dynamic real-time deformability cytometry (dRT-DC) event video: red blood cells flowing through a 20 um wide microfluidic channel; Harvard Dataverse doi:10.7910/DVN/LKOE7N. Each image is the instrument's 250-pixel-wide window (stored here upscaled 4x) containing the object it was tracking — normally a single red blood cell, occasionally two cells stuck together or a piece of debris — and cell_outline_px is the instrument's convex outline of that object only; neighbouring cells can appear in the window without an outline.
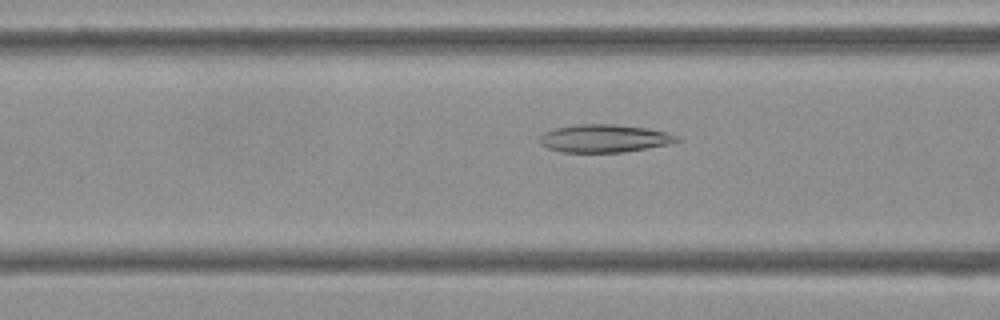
{"species": "Egyptian fruit bat (a non-hibernating species)", "species_latin": "Rousettus aegyptiacus", "temperature_condition": "cold", "stored_images_in_passage": 47, "camera_frame_rate_fps": 3000, "um_per_image_px": 0.085, "frame": {"image": 1, "passage_image": 14, "time_ms": 4.333, "image_size_px": [1000, 320], "cell_outline_px": [[684, 140], [668, 144], [648, 148], [624, 152], [560, 152], [548, 148], [540, 144], [540, 136], [544, 132], [552, 128], [576, 124], [612, 124], [644, 128], [668, 132], [680, 136]], "centroid_in_image_um": [51.38, 11.76], "position_along_channel_um": 115.2, "area_um2": 22.48}}
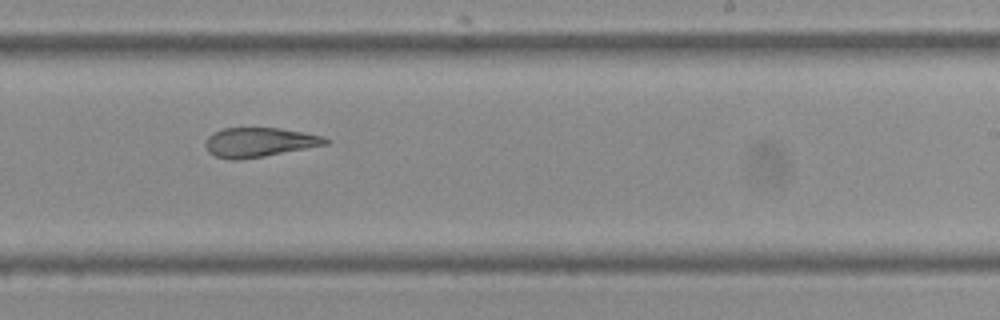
{"frame": {"image": 2, "passage_image": 26, "time_ms": 8.333, "image_size_px": [1000, 320], "cell_outline_px": [[332, 140], [328, 144], [264, 156], [240, 160], [232, 160], [216, 156], [208, 152], [204, 144], [208, 136], [212, 132], [224, 128], [280, 128], [304, 132], [320, 136]], "centroid_in_image_um": [22.01, 12.09], "position_along_channel_um": 267.0, "area_um2": 20.58}}
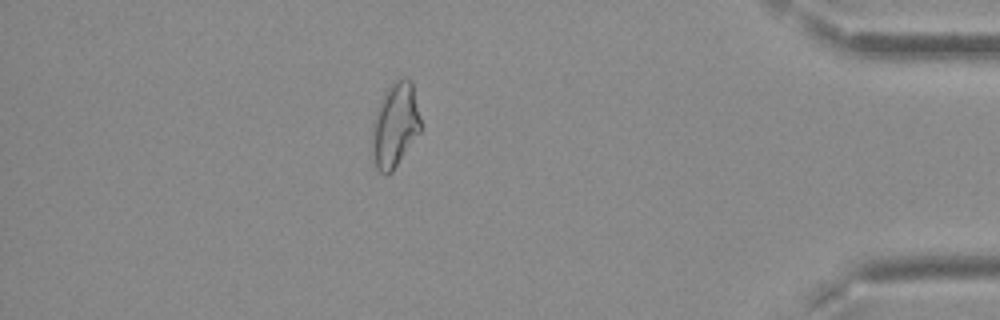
{"frame": {"image": 3, "passage_image": 40, "time_ms": 13.0, "image_size_px": [1000, 320], "cell_outline_px": [[420, 132], [392, 172], [388, 176], [384, 176], [376, 168], [368, 156], [372, 120], [380, 100], [388, 84], [392, 80], [400, 76], [408, 76], [412, 80], [420, 116]], "centroid_in_image_um": [33.51, 10.64], "position_along_channel_um": 401.7, "area_um2": 25.32}, "authors_computed_cell_mechanics": {"area_um2": 22.831, "velocity_mm_per_s": 3.7869, "shape_relaxation_time_tau1_ms": null, "shape_relaxation_time_tau2_ms": 6.454, "deformation_change_tau1": null, "deformation_change_tau2": 0.1304}}